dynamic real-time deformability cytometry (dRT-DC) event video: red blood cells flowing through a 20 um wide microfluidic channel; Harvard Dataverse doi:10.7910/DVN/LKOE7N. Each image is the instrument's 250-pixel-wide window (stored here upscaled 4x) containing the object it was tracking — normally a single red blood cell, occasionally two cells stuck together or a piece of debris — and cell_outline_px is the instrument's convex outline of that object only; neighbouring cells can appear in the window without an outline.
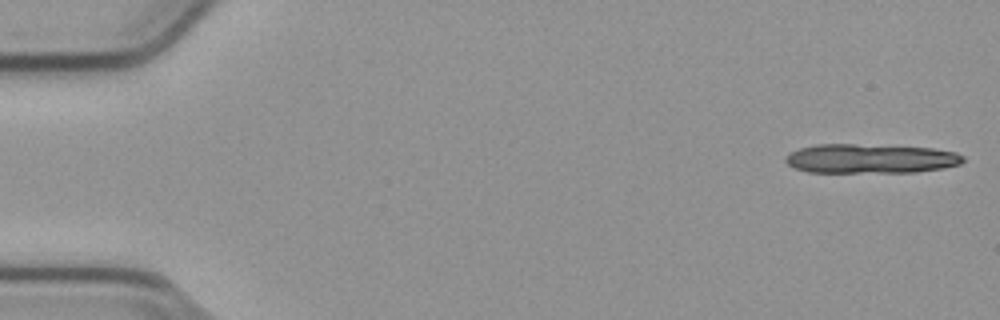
{"species": "common noctule bat (a hibernating species)", "species_latin": "Nyctalus noctula", "temperature_condition": "cold", "stored_images_in_passage": 12, "camera_frame_rate_fps": 3000, "um_per_image_px": 0.085, "animal": {"sex": "male", "body_mass_g": 23.1, "forearm_length_mm": 52.7}, "frame": {"image": 1, "passage_image": 1, "time_ms": 0.0, "image_size_px": [1000, 320], "cell_outline_px": [[964, 160], [960, 164], [944, 168], [916, 172], [808, 172], [796, 168], [788, 164], [784, 160], [792, 152], [800, 148], [816, 144], [852, 144], [932, 148], [956, 152], [964, 156]], "centroid_in_image_um": [74.02, 13.48], "position_along_channel_um": 11.0, "area_um2": 30.17}}